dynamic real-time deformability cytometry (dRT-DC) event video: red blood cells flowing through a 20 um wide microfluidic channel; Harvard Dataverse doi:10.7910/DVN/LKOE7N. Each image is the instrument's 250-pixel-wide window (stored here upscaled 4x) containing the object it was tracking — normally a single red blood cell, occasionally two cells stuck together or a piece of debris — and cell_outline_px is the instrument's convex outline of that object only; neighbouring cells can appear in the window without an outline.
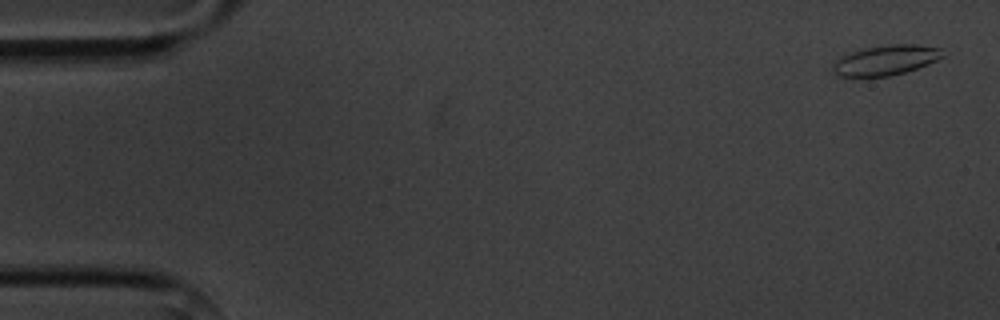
{"species": "common noctule bat (a hibernating species)", "species_latin": "Nyctalus noctula", "temperature_condition": "cold", "stored_images_in_passage": 5, "camera_frame_rate_fps": 3000, "um_per_image_px": 0.085, "animal": {"sex": "male", "body_mass_g": 20.1, "forearm_length_mm": 53.5}, "frame": {"image": 1, "passage_image": 1, "time_ms": 0.0, "image_size_px": [1000, 320], "cell_outline_px": [[944, 56], [928, 64], [904, 72], [888, 76], [836, 76], [832, 72], [832, 64], [840, 56], [864, 48], [892, 44], [912, 44], [940, 48]], "centroid_in_image_um": [75.24, 5.11], "position_along_channel_um": 9.8, "area_um2": 19.02}}